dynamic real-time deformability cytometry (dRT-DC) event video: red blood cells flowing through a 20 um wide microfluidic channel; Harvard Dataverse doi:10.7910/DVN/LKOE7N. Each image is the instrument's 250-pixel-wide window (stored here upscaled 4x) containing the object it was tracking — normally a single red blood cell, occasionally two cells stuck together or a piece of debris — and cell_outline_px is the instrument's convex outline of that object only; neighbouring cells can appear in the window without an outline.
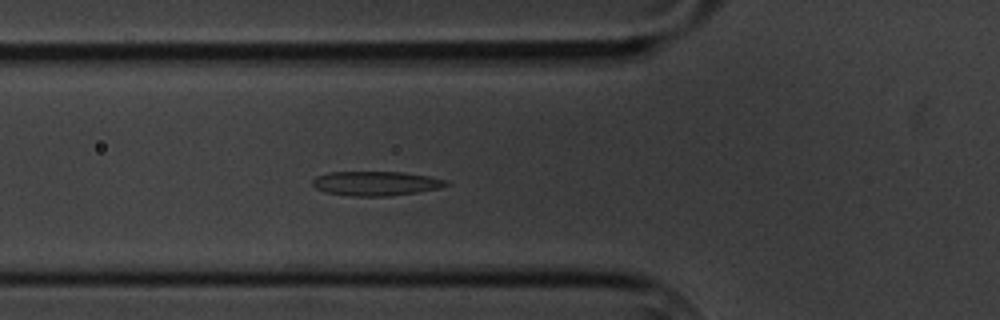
{"species": "common noctule bat (a hibernating species)", "species_latin": "Nyctalus noctula", "temperature_condition": "cold", "stored_images_in_passage": 5, "camera_frame_rate_fps": 3000, "um_per_image_px": 0.085, "animal": {"sex": "male", "body_mass_g": 20.1, "forearm_length_mm": 53.5}, "frame": {"image": 1, "passage_image": 5, "time_ms": 5.333, "image_size_px": [1000, 320], "cell_outline_px": [[448, 184], [440, 188], [416, 192], [388, 196], [352, 196], [324, 192], [316, 188], [312, 184], [312, 180], [316, 176], [328, 172], [404, 172], [428, 176], [448, 180]], "centroid_in_image_um": [31.93, 15.59], "position_along_channel_um": 93.9, "area_um2": 18.96}}